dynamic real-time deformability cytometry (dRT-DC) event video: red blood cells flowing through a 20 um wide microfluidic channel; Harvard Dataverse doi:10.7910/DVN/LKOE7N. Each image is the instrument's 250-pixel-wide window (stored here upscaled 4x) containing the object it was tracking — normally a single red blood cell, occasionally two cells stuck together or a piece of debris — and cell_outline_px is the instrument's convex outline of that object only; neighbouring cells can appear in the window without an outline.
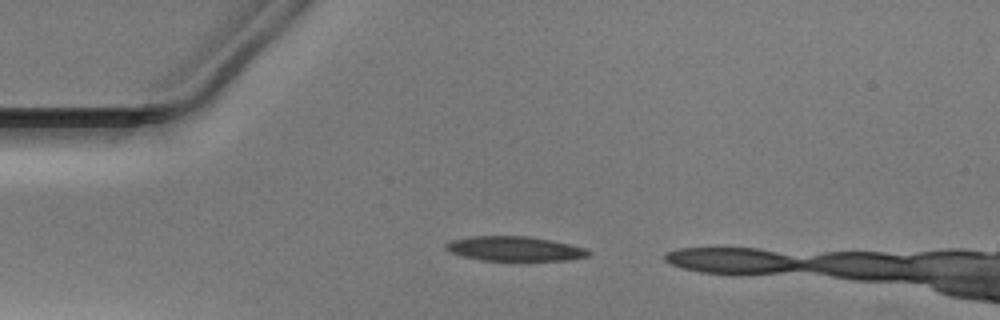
{"species": "Egyptian fruit bat (a non-hibernating species)", "species_latin": "Rousettus aegyptiacus", "temperature_condition": "warm", "stored_images_in_passage": 5, "camera_frame_rate_fps": 3000, "um_per_image_px": 0.085, "animal": {"sex": "male"}, "frame": {"image": 1, "passage_image": 1, "time_ms": 0.0, "image_size_px": [1000, 320], "cell_outline_px": [[592, 252], [588, 256], [568, 260], [480, 260], [464, 256], [452, 252], [444, 248], [444, 244], [452, 240], [472, 236], [528, 236], [568, 244], [584, 248]], "centroid_in_image_um": [43.72, 21.14], "position_along_channel_um": 41.3, "area_um2": 20.11}}